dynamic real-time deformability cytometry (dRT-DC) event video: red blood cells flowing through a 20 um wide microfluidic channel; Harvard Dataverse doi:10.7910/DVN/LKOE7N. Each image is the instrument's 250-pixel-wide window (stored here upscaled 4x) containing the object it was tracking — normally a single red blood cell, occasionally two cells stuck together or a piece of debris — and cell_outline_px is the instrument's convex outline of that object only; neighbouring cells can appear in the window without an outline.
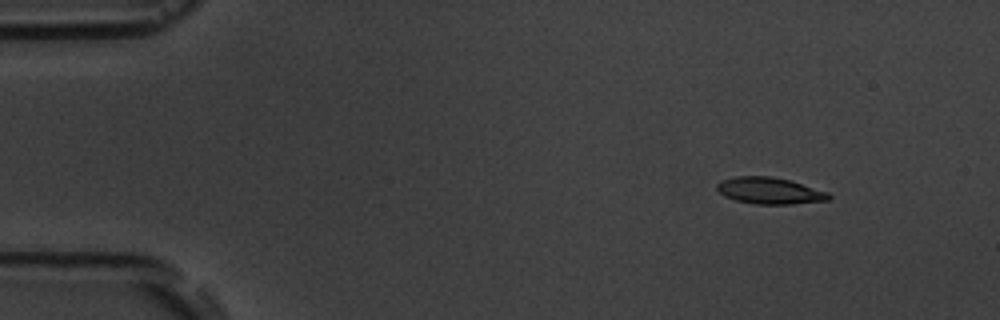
{"species": "common noctule bat (a hibernating species)", "species_latin": "Nyctalus noctula", "temperature_condition": "room temperature", "stored_images_in_passage": 4, "camera_frame_rate_fps": 3000, "um_per_image_px": 0.085, "animal": {"sex": "male", "body_mass_g": 19.5, "forearm_length_mm": 54.6}, "frame": {"image": 1, "passage_image": 2, "time_ms": 1.667, "image_size_px": [1000, 320], "cell_outline_px": [[832, 196], [828, 200], [792, 204], [756, 204], [736, 200], [724, 196], [716, 188], [716, 184], [724, 180], [736, 176], [772, 176], [788, 180], [828, 192]], "centroid_in_image_um": [65.41, 16.21], "position_along_channel_um": 19.6, "area_um2": 17.11}}